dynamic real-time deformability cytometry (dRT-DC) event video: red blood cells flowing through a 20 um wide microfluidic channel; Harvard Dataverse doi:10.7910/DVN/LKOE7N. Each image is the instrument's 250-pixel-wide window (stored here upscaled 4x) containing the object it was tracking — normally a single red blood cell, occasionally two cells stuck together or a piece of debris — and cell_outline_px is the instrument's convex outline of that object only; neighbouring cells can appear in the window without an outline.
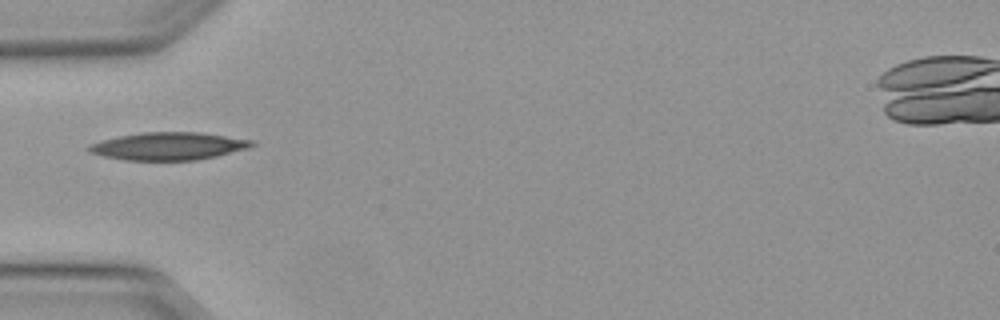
{"species": "Egyptian fruit bat (a non-hibernating species)", "species_latin": "Rousettus aegyptiacus", "temperature_condition": "warm", "stored_images_in_passage": 32, "camera_frame_rate_fps": 3000, "um_per_image_px": 0.085, "animal": {"sex": "female"}, "frame": {"image": 1, "passage_image": 1, "time_ms": 0.0, "image_size_px": [1000, 320], "cell_outline_px": [[256, 144], [248, 148], [216, 156], [196, 160], [124, 160], [104, 156], [88, 152], [84, 148], [92, 144], [104, 140], [120, 136], [144, 132], [200, 132], [252, 140]], "centroid_in_image_um": [14.32, 12.42], "position_along_channel_um": 70.7, "area_um2": 26.07}, "authors_computed_cell_mechanics": {"area_um2": 24.2182, "velocity_mm_per_s": 4.1243, "shape_relaxation_time_tau1_ms": null, "shape_relaxation_time_tau2_ms": 2.9438, "deformation_change_tau1": null, "deformation_change_tau2": 0.095}}